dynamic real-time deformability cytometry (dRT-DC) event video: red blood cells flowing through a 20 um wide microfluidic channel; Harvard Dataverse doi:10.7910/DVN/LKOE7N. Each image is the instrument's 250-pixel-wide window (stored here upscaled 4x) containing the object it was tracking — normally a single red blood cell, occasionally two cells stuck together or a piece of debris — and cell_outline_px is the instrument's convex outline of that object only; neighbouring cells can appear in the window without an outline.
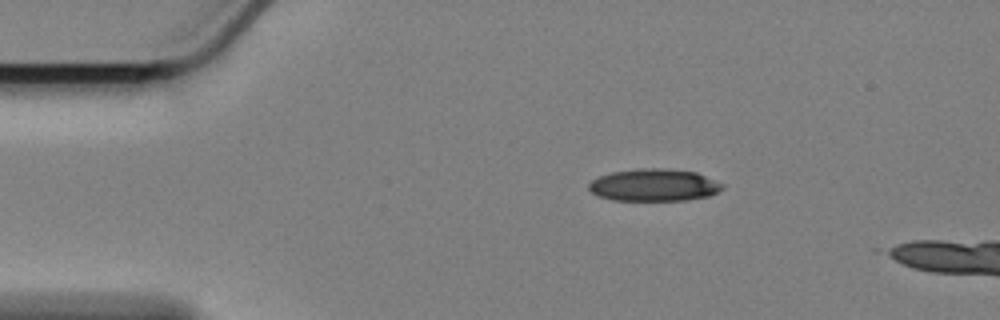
{"species": "Egyptian fruit bat (a non-hibernating species)", "species_latin": "Rousettus aegyptiacus", "temperature_condition": "cold", "stored_images_in_passage": 6, "camera_frame_rate_fps": 3000, "um_per_image_px": 0.085, "animal": {"sex": "female"}, "frame": {"image": 1, "passage_image": 1, "time_ms": 0.0, "image_size_px": [1000, 320], "cell_outline_px": [[724, 188], [708, 196], [688, 200], [612, 200], [596, 196], [588, 188], [588, 184], [592, 180], [600, 176], [612, 172], [636, 168], [660, 168], [696, 172], [724, 184]], "centroid_in_image_um": [55.57, 15.73], "position_along_channel_um": 29.4, "area_um2": 25.14}}